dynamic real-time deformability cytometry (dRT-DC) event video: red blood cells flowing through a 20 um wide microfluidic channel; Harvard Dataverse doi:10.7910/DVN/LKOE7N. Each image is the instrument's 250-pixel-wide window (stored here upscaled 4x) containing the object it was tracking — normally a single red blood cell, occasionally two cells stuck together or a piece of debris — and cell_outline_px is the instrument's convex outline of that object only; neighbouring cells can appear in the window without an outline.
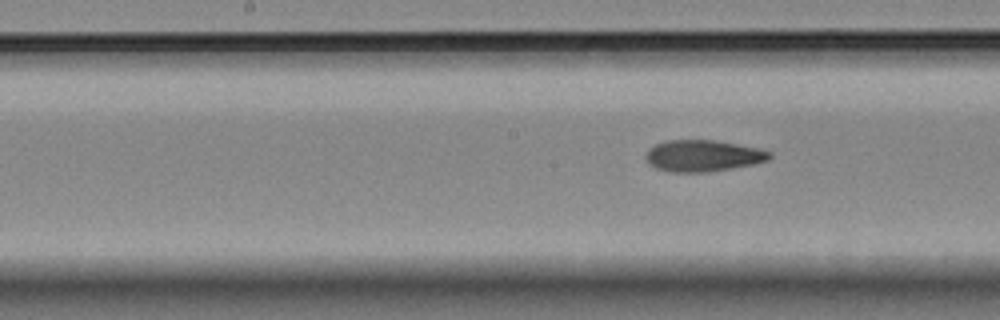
{"species": "Egyptian fruit bat (a non-hibernating species)", "species_latin": "Rousettus aegyptiacus", "temperature_condition": "room temperature", "stored_images_in_passage": 17, "camera_frame_rate_fps": 3000, "um_per_image_px": 0.085, "animal": {"sex": "female"}, "frame": {"image": 1, "passage_image": 10, "time_ms": 11.667, "image_size_px": [1000, 320], "cell_outline_px": [[772, 156], [768, 160], [752, 164], [732, 168], [708, 172], [668, 172], [656, 168], [648, 164], [648, 152], [656, 144], [668, 140], [716, 140], [760, 148], [772, 152]], "centroid_in_image_um": [59.8, 13.24], "position_along_channel_um": 188.4, "area_um2": 22.6}}
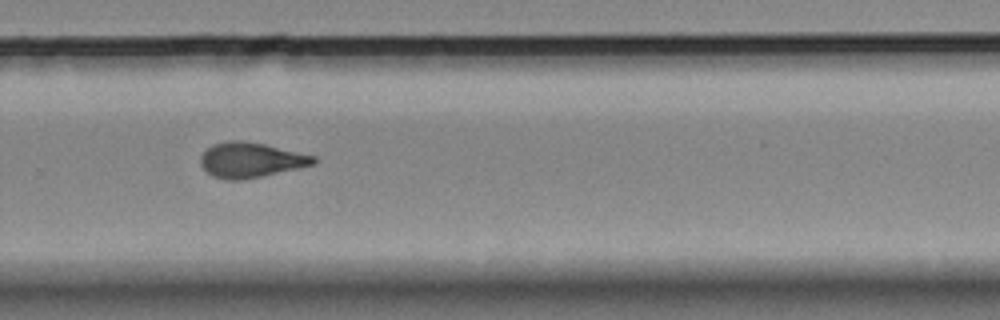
{"frame": {"image": 2, "passage_image": 13, "time_ms": 15.0, "image_size_px": [1000, 320], "cell_outline_px": [[316, 164], [260, 176], [240, 180], [228, 180], [212, 176], [200, 164], [200, 156], [212, 144], [228, 140], [244, 140], [264, 144], [316, 156]], "centroid_in_image_um": [21.3, 13.58], "position_along_channel_um": 308.5, "area_um2": 22.95}}
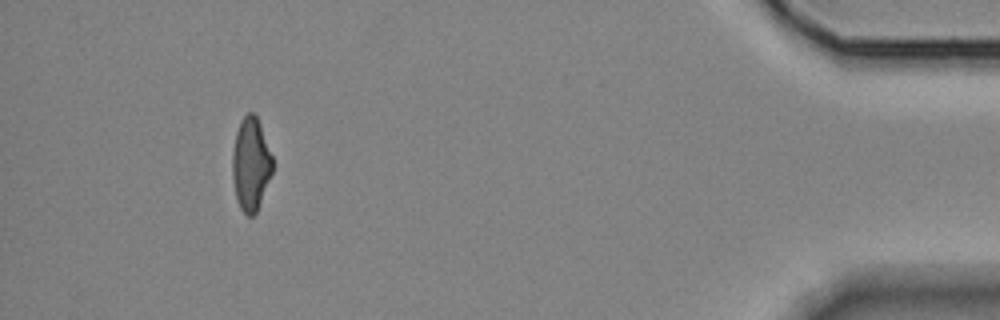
{"frame": {"image": 3, "passage_image": 17, "time_ms": 19.667, "image_size_px": [1000, 320], "cell_outline_px": [[272, 172], [256, 212], [252, 216], [248, 216], [240, 208], [236, 196], [232, 176], [232, 152], [236, 132], [240, 120], [248, 112], [252, 112], [256, 116], [260, 124], [272, 156]], "centroid_in_image_um": [21.3, 13.93], "position_along_channel_um": 413.9, "area_um2": 21.5}}